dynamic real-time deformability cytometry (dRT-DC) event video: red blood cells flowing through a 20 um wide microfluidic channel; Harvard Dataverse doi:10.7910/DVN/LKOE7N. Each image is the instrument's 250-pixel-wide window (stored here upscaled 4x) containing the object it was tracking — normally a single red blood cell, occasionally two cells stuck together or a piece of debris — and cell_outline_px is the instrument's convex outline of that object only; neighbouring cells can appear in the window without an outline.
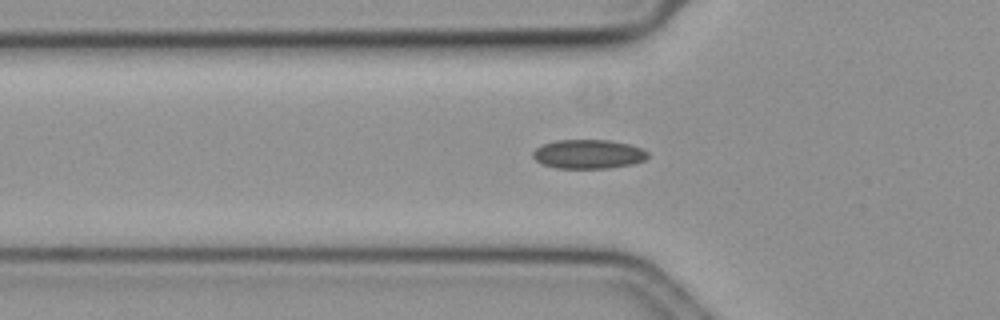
{"species": "common noctule bat (a hibernating species)", "species_latin": "Nyctalus noctula", "temperature_condition": "cold", "stored_images_in_passage": 44, "camera_frame_rate_fps": 3000, "um_per_image_px": 0.085, "animal": {"sex": "female", "body_mass_g": 19.3, "forearm_length_mm": 54.1}, "frame": {"image": 1, "passage_image": 6, "time_ms": 1.667, "image_size_px": [1000, 320], "cell_outline_px": [[648, 156], [644, 160], [632, 164], [608, 168], [556, 168], [540, 164], [532, 156], [532, 152], [536, 148], [544, 144], [556, 140], [608, 140], [628, 144], [644, 148], [648, 152]], "centroid_in_image_um": [50.0, 13.1], "position_along_channel_um": 75.8, "area_um2": 19.54}}
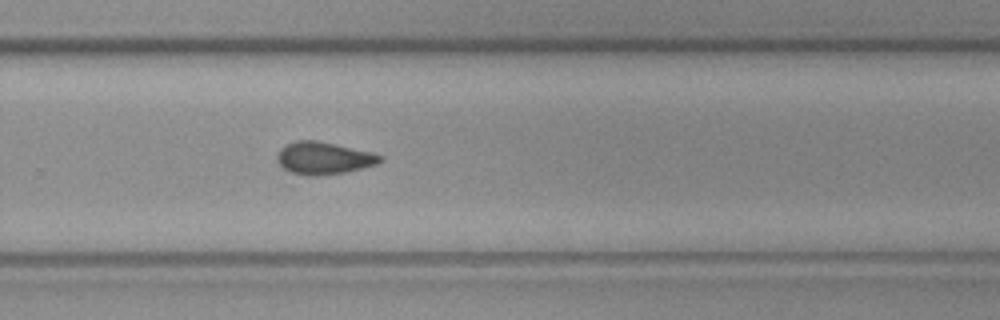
{"frame": {"image": 2, "passage_image": 25, "time_ms": 8.0, "image_size_px": [1000, 320], "cell_outline_px": [[384, 160], [376, 164], [344, 172], [316, 176], [304, 176], [288, 172], [276, 160], [276, 152], [284, 144], [296, 140], [316, 140], [372, 152], [384, 156]], "centroid_in_image_um": [27.46, 13.43], "position_along_channel_um": 302.3, "area_um2": 19.65}}
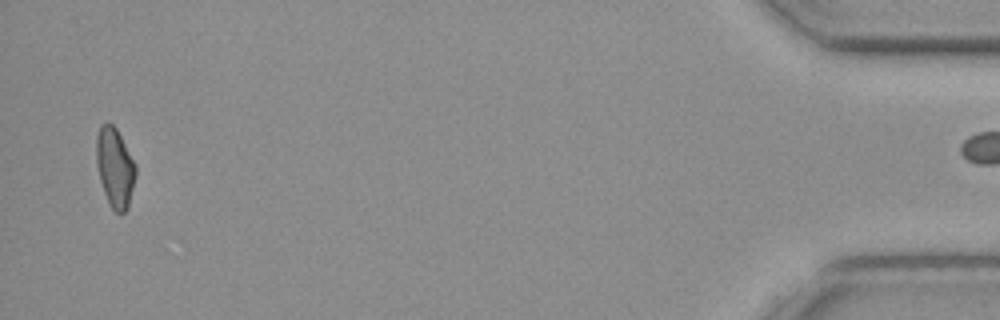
{"frame": {"image": 3, "passage_image": 43, "time_ms": 14.0, "image_size_px": [1000, 320], "cell_outline_px": [[136, 176], [128, 208], [124, 212], [116, 212], [112, 208], [104, 192], [100, 180], [96, 164], [96, 136], [100, 124], [104, 120], [108, 120], [116, 128], [136, 164]], "centroid_in_image_um": [9.76, 14.18], "position_along_channel_um": 425.4, "area_um2": 18.38}}